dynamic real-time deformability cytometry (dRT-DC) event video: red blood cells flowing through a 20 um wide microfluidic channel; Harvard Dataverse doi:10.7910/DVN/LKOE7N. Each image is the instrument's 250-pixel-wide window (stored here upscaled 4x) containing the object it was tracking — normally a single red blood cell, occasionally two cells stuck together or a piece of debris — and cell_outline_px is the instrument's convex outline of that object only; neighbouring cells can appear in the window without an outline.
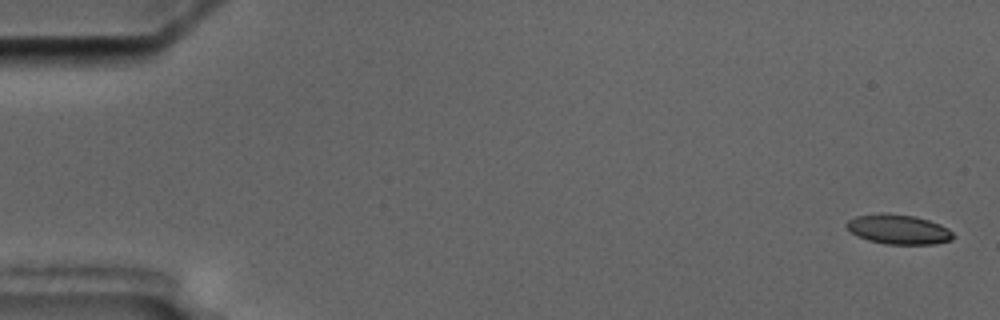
{"species": "common noctule bat (a hibernating species)", "species_latin": "Nyctalus noctula", "temperature_condition": "cold", "stored_images_in_passage": 6, "camera_frame_rate_fps": 3000, "um_per_image_px": 0.085, "animal": {"sex": "male", "body_mass_g": 17.5, "forearm_length_mm": 52.3}, "frame": {"image": 1, "passage_image": 1, "time_ms": 0.0, "image_size_px": [1000, 320], "cell_outline_px": [[956, 236], [952, 240], [936, 244], [884, 244], [868, 240], [856, 236], [844, 224], [848, 220], [856, 216], [880, 212], [916, 216], [940, 224], [948, 228]], "centroid_in_image_um": [76.38, 19.49], "position_along_channel_um": 8.6, "area_um2": 18.67}}
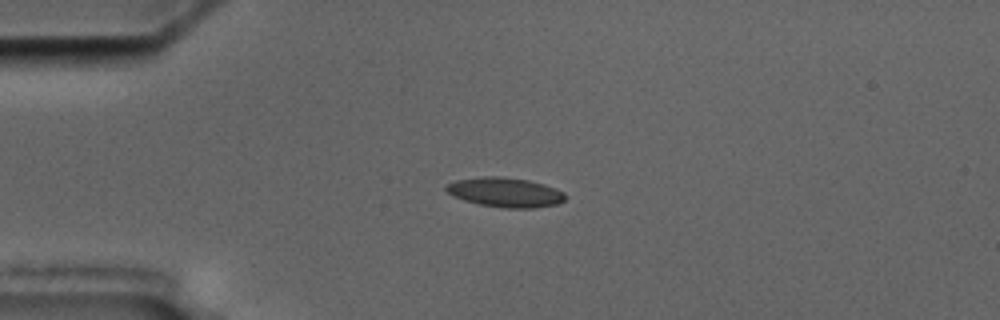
{"frame": {"image": 2, "passage_image": 4, "time_ms": 4.333, "image_size_px": [1000, 320], "cell_outline_px": [[568, 196], [560, 204], [536, 208], [504, 208], [480, 204], [464, 200], [448, 192], [444, 188], [444, 184], [456, 180], [484, 176], [500, 176], [528, 180], [544, 184], [556, 188], [564, 192]], "centroid_in_image_um": [42.99, 16.35], "position_along_channel_um": 42.0, "area_um2": 20.69}}
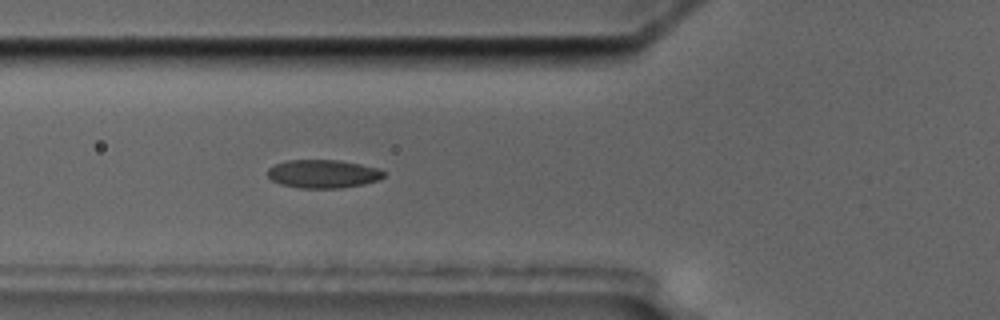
{"frame": {"image": 3, "passage_image": 6, "time_ms": 6.667, "image_size_px": [1000, 320], "cell_outline_px": [[384, 176], [376, 180], [364, 184], [340, 188], [300, 188], [280, 184], [272, 180], [268, 176], [268, 168], [272, 164], [288, 160], [340, 160], [380, 168], [384, 172]], "centroid_in_image_um": [27.44, 14.77], "position_along_channel_um": 98.4, "area_um2": 19.25}}